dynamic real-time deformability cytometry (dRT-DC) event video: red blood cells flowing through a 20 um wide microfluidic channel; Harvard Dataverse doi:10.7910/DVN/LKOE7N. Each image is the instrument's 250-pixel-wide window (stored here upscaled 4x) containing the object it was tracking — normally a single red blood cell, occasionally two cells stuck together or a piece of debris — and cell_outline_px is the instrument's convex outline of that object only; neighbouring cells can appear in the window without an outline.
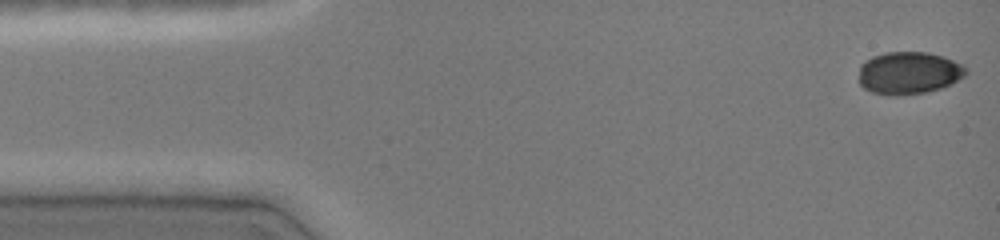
{"species": "common noctule bat (a hibernating species)", "species_latin": "Nyctalus noctula", "temperature_condition": "cold", "stored_images_in_passage": 46, "camera_frame_rate_fps": 3000, "um_per_image_px": 0.085, "animal": {"sex": "female", "body_mass_g": 19.0, "forearm_length_mm": 51.5}, "frame": {"image": 1, "passage_image": 1, "time_ms": 0.0, "image_size_px": [1000, 240], "cell_outline_px": [[968, 72], [964, 76], [940, 88], [928, 92], [896, 96], [888, 96], [872, 92], [864, 88], [860, 84], [860, 64], [872, 56], [884, 52], [928, 52], [944, 56], [964, 64], [968, 68]], "centroid_in_image_um": [77.26, 6.19], "position_along_channel_um": 7.7, "area_um2": 26.76}}
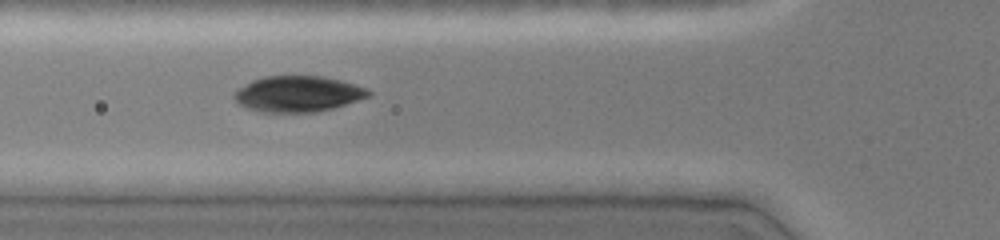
{"frame": {"image": 2, "passage_image": 16, "time_ms": 5.0, "image_size_px": [1000, 240], "cell_outline_px": [[372, 92], [368, 96], [332, 108], [316, 112], [256, 112], [240, 104], [232, 96], [232, 92], [244, 84], [252, 80], [264, 76], [320, 76], [340, 80], [368, 88]], "centroid_in_image_um": [25.27, 7.98], "position_along_channel_um": 100.5, "area_um2": 28.03}}
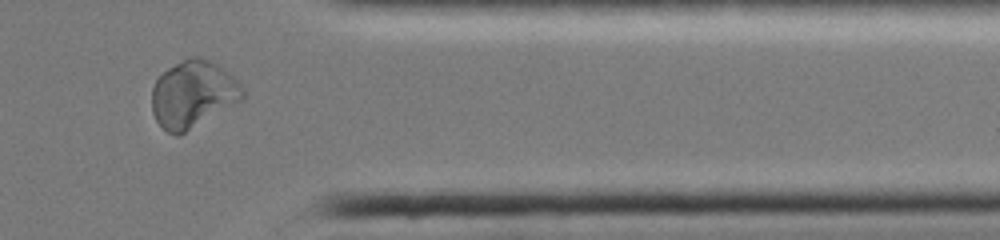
{"frame": {"image": 3, "passage_image": 38, "time_ms": 12.333, "image_size_px": [1000, 240], "cell_outline_px": [[244, 96], [240, 100], [180, 136], [176, 136], [168, 132], [156, 120], [152, 112], [152, 88], [156, 80], [168, 68], [184, 60], [196, 56], [200, 56], [224, 68], [244, 88]], "centroid_in_image_um": [16.39, 8.02], "position_along_channel_um": 395.0, "area_um2": 35.03}, "authors_computed_cell_mechanics": {"area_um2": 28.9289, "velocity_mm_per_s": 4.075, "shape_relaxation_time_tau1_ms": 2.6061, "shape_relaxation_time_tau2_ms": 1.7812, "deformation_change_tau1": 0.0721, "deformation_change_tau2": 0.0434}}